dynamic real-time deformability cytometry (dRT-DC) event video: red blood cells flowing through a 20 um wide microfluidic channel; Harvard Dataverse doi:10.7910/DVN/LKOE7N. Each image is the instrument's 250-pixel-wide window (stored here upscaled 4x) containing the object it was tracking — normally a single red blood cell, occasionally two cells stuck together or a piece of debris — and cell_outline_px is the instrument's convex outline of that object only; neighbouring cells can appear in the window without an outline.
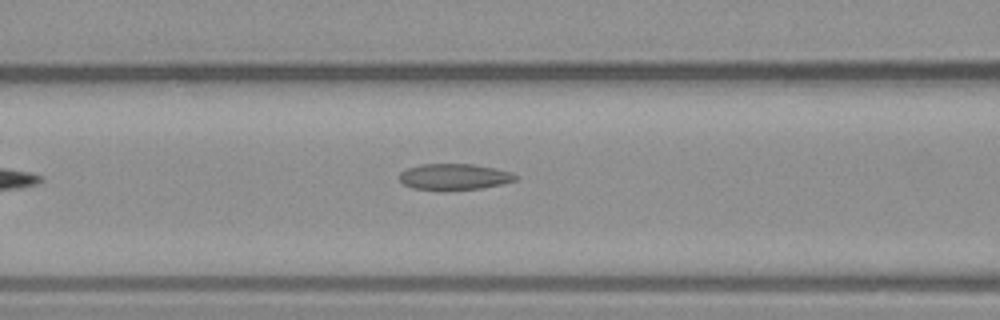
{"species": "common noctule bat (a hibernating species)", "species_latin": "Nyctalus noctula", "temperature_condition": "warm", "stored_images_in_passage": 3, "camera_frame_rate_fps": 3000, "um_per_image_px": 0.085, "animal": {"sex": "male", "body_mass_g": 23.1, "forearm_length_mm": 52.7}, "frame": {"image": 1, "passage_image": 3, "time_ms": 2.333, "image_size_px": [1000, 320], "cell_outline_px": [[520, 176], [516, 180], [500, 184], [480, 188], [444, 192], [412, 188], [404, 184], [400, 180], [400, 172], [408, 168], [420, 164], [472, 164], [496, 168], [512, 172]], "centroid_in_image_um": [38.61, 15.04], "position_along_channel_um": 128.0, "area_um2": 18.09}}